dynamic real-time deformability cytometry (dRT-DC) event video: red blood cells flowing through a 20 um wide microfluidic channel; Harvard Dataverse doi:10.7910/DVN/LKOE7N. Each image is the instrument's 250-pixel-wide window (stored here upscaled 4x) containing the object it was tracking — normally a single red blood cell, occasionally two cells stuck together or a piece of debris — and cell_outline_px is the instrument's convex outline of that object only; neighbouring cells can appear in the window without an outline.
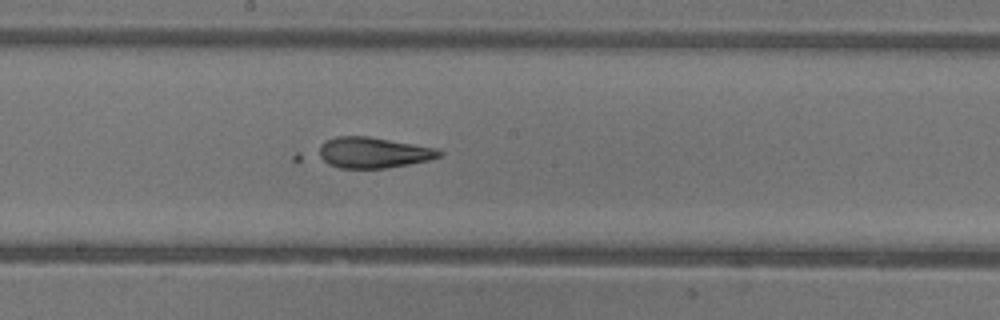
{"species": "common noctule bat (a hibernating species)", "species_latin": "Nyctalus noctula", "temperature_condition": "warm", "stored_images_in_passage": 52, "camera_frame_rate_fps": 3000, "um_per_image_px": 0.085, "animal": {"sex": "female"}, "frame": {"image": 1, "passage_image": 28, "time_ms": 9.0, "image_size_px": [1000, 320], "cell_outline_px": [[444, 152], [440, 156], [428, 160], [408, 164], [384, 168], [340, 168], [292, 160], [292, 156], [296, 152], [324, 140], [336, 136], [368, 136], [436, 148]], "centroid_in_image_um": [30.99, 13.0], "position_along_channel_um": 217.2, "area_um2": 24.8}}
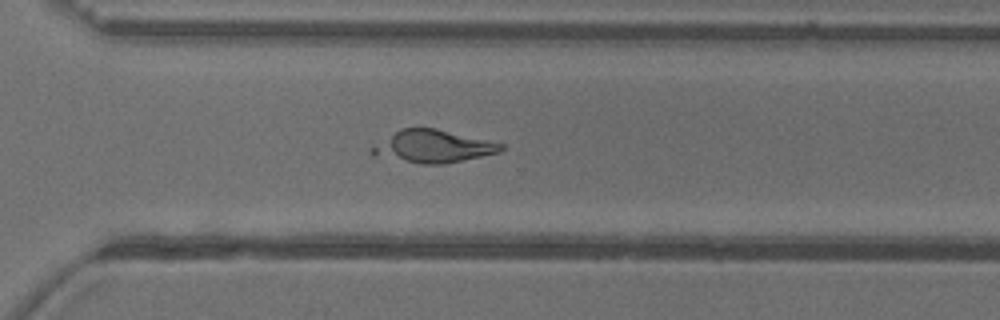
{"frame": {"image": 2, "passage_image": 37, "time_ms": 12.0, "image_size_px": [1000, 320], "cell_outline_px": [[504, 148], [500, 152], [440, 164], [420, 164], [372, 156], [368, 152], [368, 148], [400, 128], [436, 128], [504, 144]], "centroid_in_image_um": [36.71, 12.45], "position_along_channel_um": 333.9, "area_um2": 24.45}}
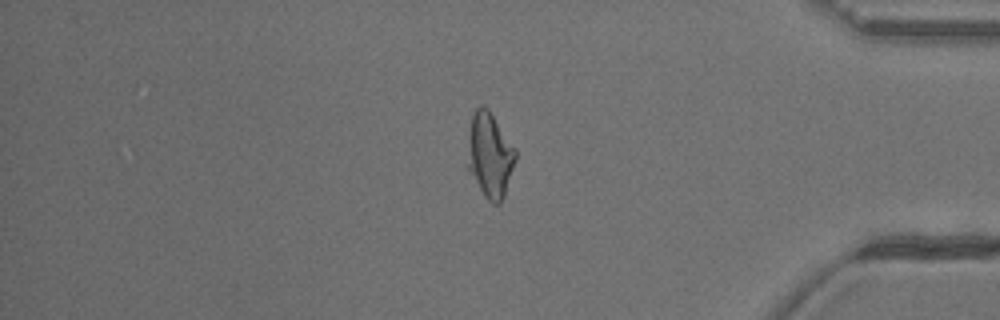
{"frame": {"image": 3, "passage_image": 44, "time_ms": 14.333, "image_size_px": [1000, 320], "cell_outline_px": [[516, 160], [504, 196], [500, 204], [492, 204], [484, 196], [468, 172], [468, 164], [472, 112], [480, 104], [488, 108], [516, 148]], "centroid_in_image_um": [41.66, 13.2], "position_along_channel_um": 393.5, "area_um2": 23.58}}